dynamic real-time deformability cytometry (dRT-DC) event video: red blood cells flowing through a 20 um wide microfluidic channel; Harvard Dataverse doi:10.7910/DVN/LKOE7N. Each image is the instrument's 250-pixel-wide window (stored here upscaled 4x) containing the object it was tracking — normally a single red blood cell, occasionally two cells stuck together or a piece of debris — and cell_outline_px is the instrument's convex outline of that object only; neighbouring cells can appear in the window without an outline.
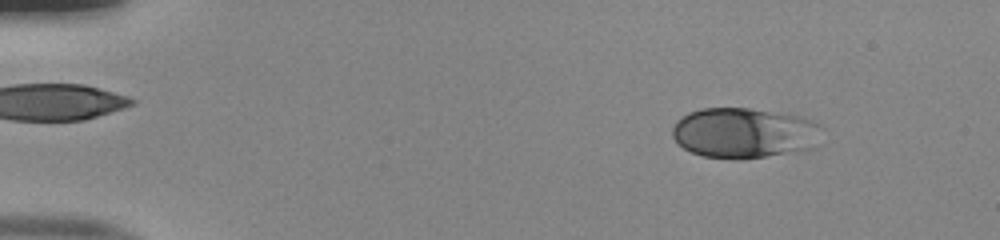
{"species": "human", "species_latin": "Homo sapiens", "temperature_condition": "room temperature", "stored_images_in_passage": 51, "camera_frame_rate_fps": 3000, "um_per_image_px": 0.085, "donor": {"sex": "male"}, "frame": {"image": 1, "passage_image": 6, "time_ms": 1.667, "image_size_px": [1000, 240], "cell_outline_px": [[824, 128], [820, 144], [816, 148], [800, 152], [740, 160], [704, 156], [692, 152], [684, 148], [672, 136], [672, 128], [676, 120], [688, 112], [700, 108], [748, 108], [788, 112], [804, 116], [820, 124]], "centroid_in_image_um": [63.38, 11.3], "position_along_channel_um": 21.6, "area_um2": 45.43}}
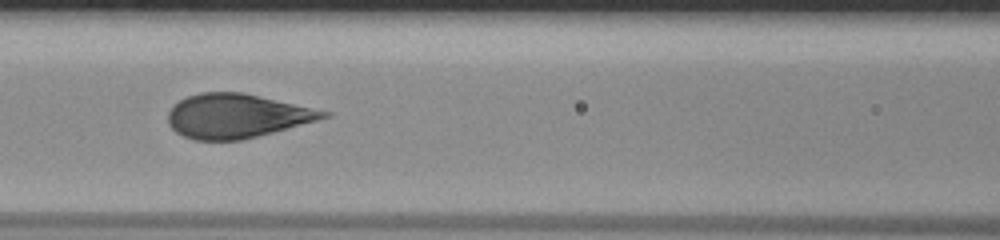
{"frame": {"image": 2, "passage_image": 23, "time_ms": 7.333, "image_size_px": [1000, 240], "cell_outline_px": [[332, 116], [272, 132], [240, 140], [196, 140], [184, 136], [176, 132], [168, 124], [168, 112], [180, 100], [188, 96], [200, 92], [244, 92], [332, 112]], "centroid_in_image_um": [20.13, 9.84], "position_along_channel_um": 146.5, "area_um2": 39.71}}
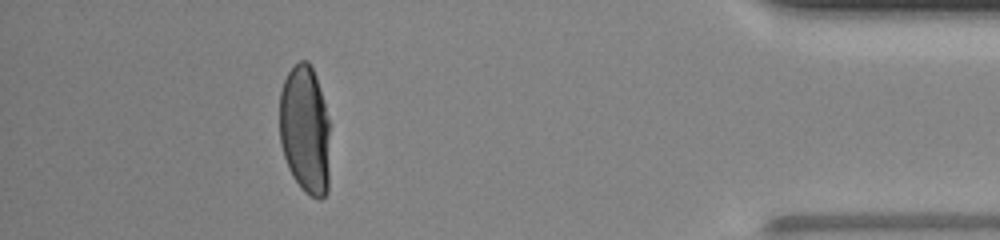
{"frame": {"image": 3, "passage_image": 46, "time_ms": 15.0, "image_size_px": [1000, 240], "cell_outline_px": [[328, 192], [320, 200], [304, 192], [300, 188], [292, 176], [288, 168], [280, 144], [280, 92], [284, 80], [288, 72], [300, 60], [308, 60], [316, 76], [328, 116]], "centroid_in_image_um": [25.91, 11.04], "position_along_channel_um": 409.3, "area_um2": 37.86}, "authors_computed_cell_mechanics": {"area_um2": 41.2692, "velocity_mm_per_s": 4.0175, "shape_relaxation_time_tau1_ms": 5.7571, "shape_relaxation_time_tau2_ms": null, "deformation_change_tau1": 0.2514, "deformation_change_tau2": null}}